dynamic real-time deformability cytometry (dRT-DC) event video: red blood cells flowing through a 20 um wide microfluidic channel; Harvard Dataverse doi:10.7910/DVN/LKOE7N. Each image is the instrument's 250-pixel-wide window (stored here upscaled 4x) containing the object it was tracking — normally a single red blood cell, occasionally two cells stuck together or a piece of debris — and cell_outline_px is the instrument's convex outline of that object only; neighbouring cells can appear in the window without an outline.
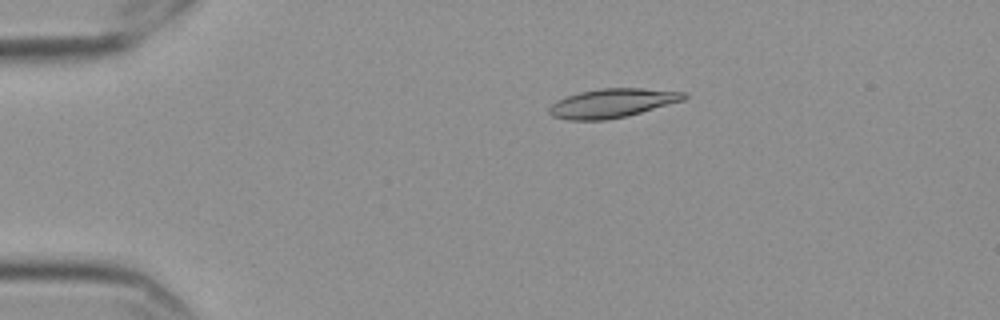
{"species": "Egyptian fruit bat (a non-hibernating species)", "species_latin": "Rousettus aegyptiacus", "temperature_condition": "cold", "stored_images_in_passage": 58, "camera_frame_rate_fps": 3000, "um_per_image_px": 0.085, "frame": {"image": 1, "passage_image": 12, "time_ms": 3.667, "image_size_px": [1000, 320], "cell_outline_px": [[688, 96], [684, 100], [628, 116], [608, 120], [568, 120], [552, 116], [548, 112], [548, 108], [556, 100], [580, 92], [600, 88], [640, 88], [688, 92]], "centroid_in_image_um": [52.05, 8.77], "position_along_channel_um": 32.9, "area_um2": 22.89}}
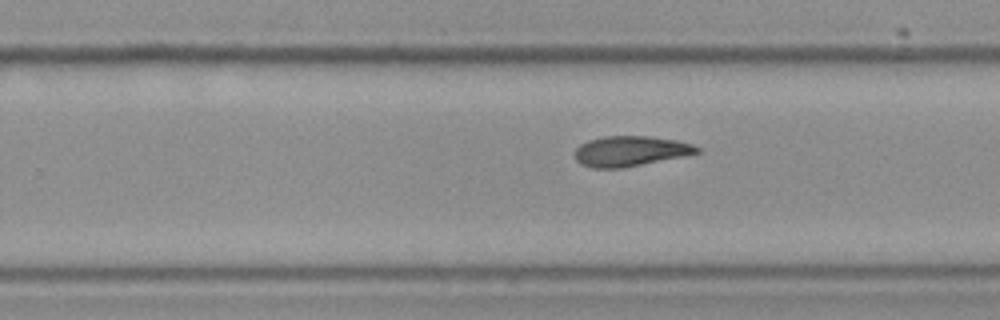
{"frame": {"image": 2, "passage_image": 37, "time_ms": 12.0, "image_size_px": [1000, 320], "cell_outline_px": [[700, 152], [620, 168], [592, 168], [580, 164], [576, 160], [576, 148], [580, 144], [588, 140], [604, 136], [648, 136], [676, 140], [692, 144], [700, 148]], "centroid_in_image_um": [53.53, 12.83], "position_along_channel_um": 276.3, "area_um2": 21.15}}
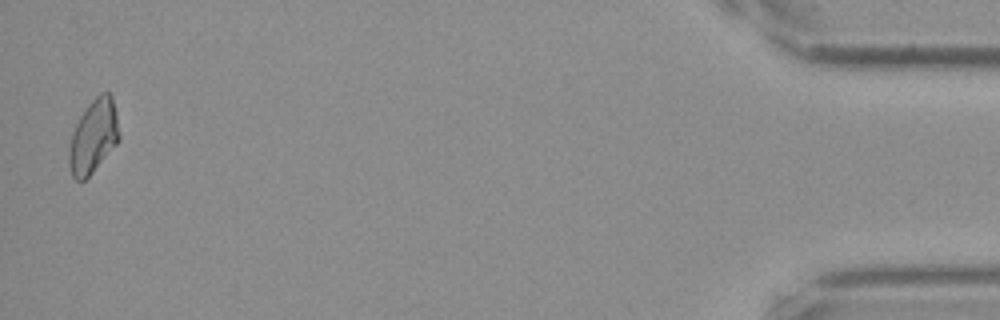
{"frame": {"image": 3, "passage_image": 57, "time_ms": 18.667, "image_size_px": [1000, 320], "cell_outline_px": [[120, 140], [92, 172], [84, 180], [76, 180], [72, 176], [68, 164], [68, 152], [72, 132], [80, 116], [88, 104], [100, 92], [108, 92], [112, 96], [116, 112], [120, 136]], "centroid_in_image_um": [7.94, 11.58], "position_along_channel_um": 427.3, "area_um2": 21.44}, "authors_computed_cell_mechanics": {"area_um2": 21.8484, "velocity_mm_per_s": 3.5401, "shape_relaxation_time_tau1_ms": null, "shape_relaxation_time_tau2_ms": 9.7334, "deformation_change_tau1": null, "deformation_change_tau2": 0.1621}}